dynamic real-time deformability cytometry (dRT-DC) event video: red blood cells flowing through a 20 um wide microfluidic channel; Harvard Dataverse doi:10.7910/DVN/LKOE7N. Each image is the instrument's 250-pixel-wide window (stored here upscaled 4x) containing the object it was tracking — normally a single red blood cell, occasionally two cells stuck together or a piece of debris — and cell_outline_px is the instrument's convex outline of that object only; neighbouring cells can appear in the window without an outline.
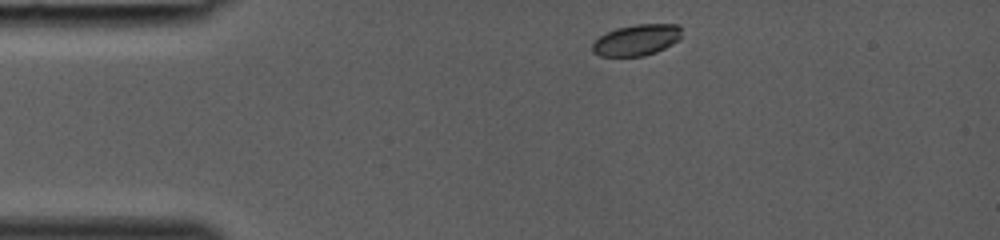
{"species": "common noctule bat (a hibernating species)", "species_latin": "Nyctalus noctula", "temperature_condition": "room temperature", "stored_images_in_passage": 30, "camera_frame_rate_fps": 3000, "um_per_image_px": 0.085, "animal": {"sex": "female", "body_mass_g": 19.0, "forearm_length_mm": 53.3}, "frame": {"image": 1, "passage_image": 1, "time_ms": 0.0, "image_size_px": [1000, 240], "cell_outline_px": [[680, 40], [656, 52], [644, 56], [600, 56], [592, 52], [592, 44], [604, 32], [616, 28], [636, 24], [676, 24], [680, 28]], "centroid_in_image_um": [54.09, 3.4], "position_along_channel_um": 30.9, "area_um2": 16.24}}
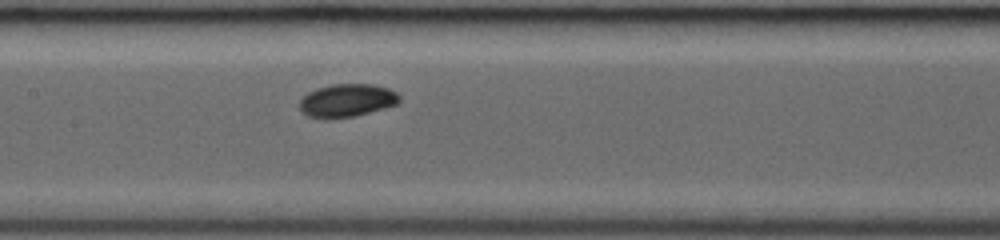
{"frame": {"image": 2, "passage_image": 13, "time_ms": 4.0, "image_size_px": [1000, 240], "cell_outline_px": [[400, 100], [396, 104], [384, 108], [356, 116], [328, 120], [324, 120], [308, 116], [300, 108], [300, 100], [308, 92], [316, 88], [332, 84], [372, 84], [388, 88], [396, 92], [400, 96]], "centroid_in_image_um": [29.48, 8.55], "position_along_channel_um": 177.9, "area_um2": 19.42}}
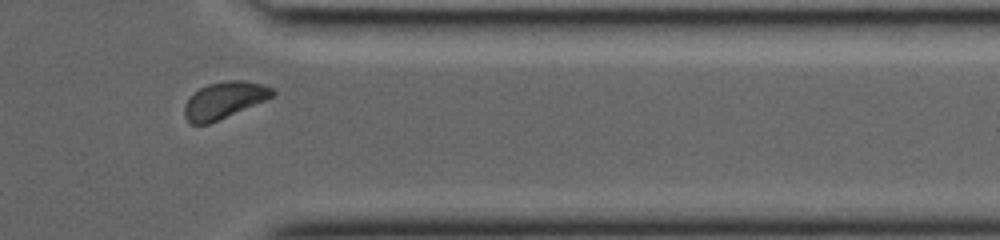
{"frame": {"image": 3, "passage_image": 26, "time_ms": 8.333, "image_size_px": [1000, 240], "cell_outline_px": [[276, 92], [272, 96], [264, 100], [208, 124], [192, 124], [184, 116], [184, 104], [200, 88], [208, 84], [228, 80], [240, 80], [260, 84], [272, 88]], "centroid_in_image_um": [19.03, 8.51], "position_along_channel_um": 392.4, "area_um2": 18.21}}